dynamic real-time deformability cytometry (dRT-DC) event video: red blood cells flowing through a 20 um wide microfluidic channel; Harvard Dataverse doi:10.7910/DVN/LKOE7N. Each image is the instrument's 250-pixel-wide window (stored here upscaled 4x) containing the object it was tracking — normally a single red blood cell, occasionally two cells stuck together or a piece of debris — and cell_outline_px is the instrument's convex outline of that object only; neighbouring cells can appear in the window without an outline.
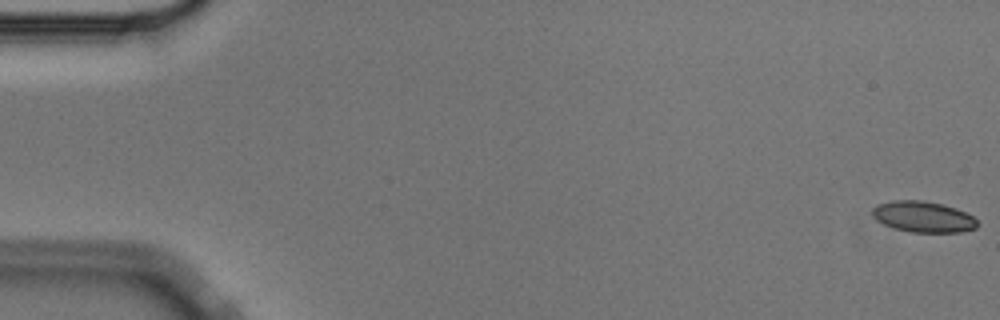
{"species": "Egyptian fruit bat (a non-hibernating species)", "species_latin": "Rousettus aegyptiacus", "temperature_condition": "cold", "stored_images_in_passage": 57, "camera_frame_rate_fps": 3000, "um_per_image_px": 0.085, "animal": {"sex": "male"}, "frame": {"image": 1, "passage_image": 1, "time_ms": 0.0, "image_size_px": [1000, 320], "cell_outline_px": [[980, 224], [976, 228], [960, 232], [912, 232], [896, 228], [884, 224], [876, 220], [872, 216], [872, 208], [876, 204], [892, 200], [924, 200], [944, 204], [956, 208], [972, 216]], "centroid_in_image_um": [78.46, 18.41], "position_along_channel_um": 6.5, "area_um2": 19.07}}
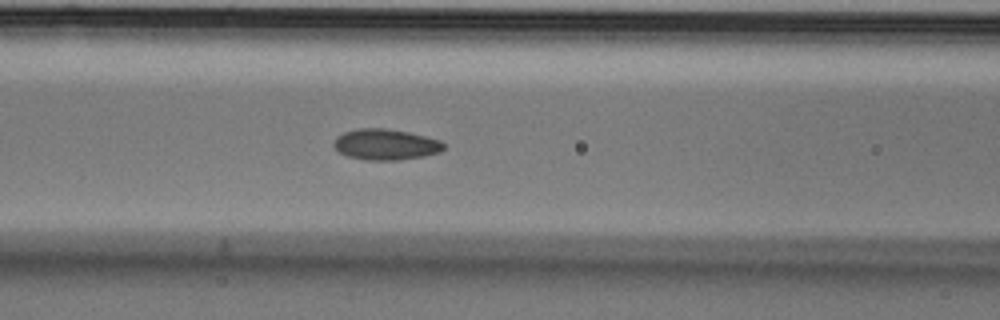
{"frame": {"image": 2, "passage_image": 24, "time_ms": 7.667, "image_size_px": [1000, 320], "cell_outline_px": [[444, 148], [440, 152], [424, 156], [400, 160], [364, 160], [348, 156], [340, 152], [332, 144], [336, 136], [344, 132], [356, 128], [384, 128], [408, 132], [440, 140], [444, 144]], "centroid_in_image_um": [32.76, 12.28], "position_along_channel_um": 133.8, "area_um2": 19.83}}
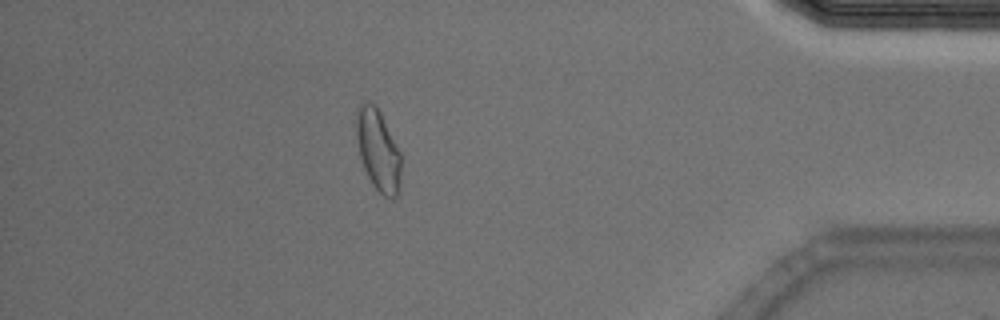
{"frame": {"image": 3, "passage_image": 50, "time_ms": 16.333, "image_size_px": [1000, 320], "cell_outline_px": [[400, 188], [396, 196], [392, 200], [384, 196], [372, 184], [364, 168], [360, 156], [356, 136], [356, 112], [360, 104], [364, 100], [368, 100], [376, 104], [400, 152]], "centroid_in_image_um": [32.13, 12.74], "position_along_channel_um": 403.1, "area_um2": 21.21}, "authors_computed_cell_mechanics": {"area_um2": 19.5364, "velocity_mm_per_s": 3.5759, "shape_relaxation_time_tau1_ms": 6.7242, "shape_relaxation_time_tau2_ms": 2.6777, "deformation_change_tau1": 0.1202, "deformation_change_tau2": 0.0582}}